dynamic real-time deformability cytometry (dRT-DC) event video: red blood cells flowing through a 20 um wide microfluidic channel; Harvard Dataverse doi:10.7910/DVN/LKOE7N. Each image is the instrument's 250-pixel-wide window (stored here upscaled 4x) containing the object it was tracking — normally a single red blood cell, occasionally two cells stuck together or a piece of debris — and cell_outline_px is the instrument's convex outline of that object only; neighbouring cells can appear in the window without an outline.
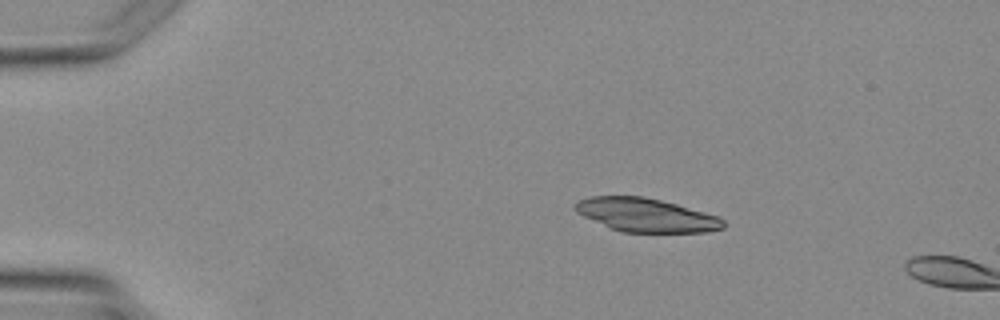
{"species": "Egyptian fruit bat (a non-hibernating species)", "species_latin": "Rousettus aegyptiacus", "temperature_condition": "warm", "stored_images_in_passage": 2, "camera_frame_rate_fps": 3000, "um_per_image_px": 0.085, "animal": {"sex": "female"}, "frame": {"image": 1, "passage_image": 1, "time_ms": 0.0, "image_size_px": [1000, 320], "cell_outline_px": [[724, 228], [704, 232], [624, 232], [612, 228], [584, 216], [576, 212], [572, 208], [572, 204], [588, 196], [644, 196], [676, 204], [720, 216], [724, 220]], "centroid_in_image_um": [54.91, 18.27], "position_along_channel_um": 30.1, "area_um2": 28.9}}